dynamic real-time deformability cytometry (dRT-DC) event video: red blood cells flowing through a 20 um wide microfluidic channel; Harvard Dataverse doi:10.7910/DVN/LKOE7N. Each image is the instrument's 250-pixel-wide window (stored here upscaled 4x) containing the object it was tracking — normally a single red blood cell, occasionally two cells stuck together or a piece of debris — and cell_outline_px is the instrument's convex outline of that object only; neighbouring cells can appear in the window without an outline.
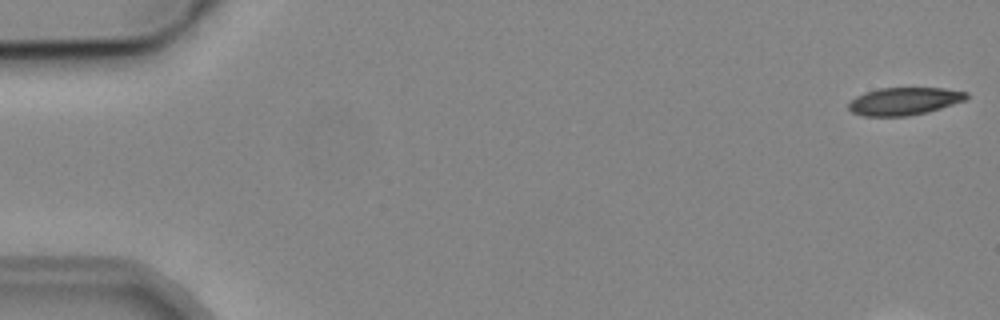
{"species": "common noctule bat (a hibernating species)", "species_latin": "Nyctalus noctula", "temperature_condition": "cold", "stored_images_in_passage": 3, "camera_frame_rate_fps": 3000, "um_per_image_px": 0.085, "animal": {"sex": "male", "body_mass_g": 19.2, "forearm_length_mm": 51.8}, "frame": {"image": 1, "passage_image": 1, "time_ms": 0.0, "image_size_px": [1000, 320], "cell_outline_px": [[968, 96], [964, 100], [928, 112], [908, 116], [864, 116], [852, 112], [848, 108], [848, 104], [856, 96], [864, 92], [880, 88], [944, 88], [968, 92]], "centroid_in_image_um": [76.84, 8.6], "position_along_channel_um": 8.2, "area_um2": 18.9}}